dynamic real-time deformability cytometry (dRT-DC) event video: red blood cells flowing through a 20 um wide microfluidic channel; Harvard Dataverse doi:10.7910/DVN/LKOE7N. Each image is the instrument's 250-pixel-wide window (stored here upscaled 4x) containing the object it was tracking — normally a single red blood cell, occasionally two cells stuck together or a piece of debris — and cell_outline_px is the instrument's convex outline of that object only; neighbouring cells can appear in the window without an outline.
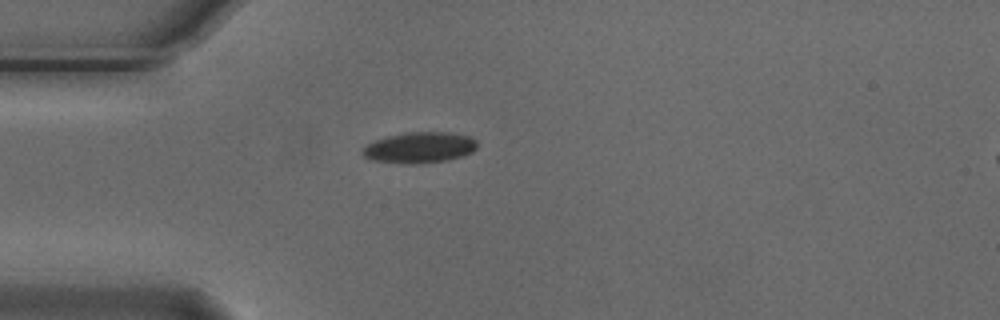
{"species": "Egyptian fruit bat (a non-hibernating species)", "species_latin": "Rousettus aegyptiacus", "temperature_condition": "cold", "stored_images_in_passage": 4, "camera_frame_rate_fps": 3000, "um_per_image_px": 0.085, "animal": {"sex": "male"}, "frame": {"image": 1, "passage_image": 4, "time_ms": 1.0, "image_size_px": [1000, 320], "cell_outline_px": [[476, 148], [472, 152], [464, 156], [448, 160], [416, 164], [404, 164], [368, 160], [360, 152], [360, 148], [376, 140], [388, 136], [404, 132], [452, 132], [472, 136], [476, 140]], "centroid_in_image_um": [35.65, 12.55], "position_along_channel_um": 49.4, "area_um2": 21.1}}